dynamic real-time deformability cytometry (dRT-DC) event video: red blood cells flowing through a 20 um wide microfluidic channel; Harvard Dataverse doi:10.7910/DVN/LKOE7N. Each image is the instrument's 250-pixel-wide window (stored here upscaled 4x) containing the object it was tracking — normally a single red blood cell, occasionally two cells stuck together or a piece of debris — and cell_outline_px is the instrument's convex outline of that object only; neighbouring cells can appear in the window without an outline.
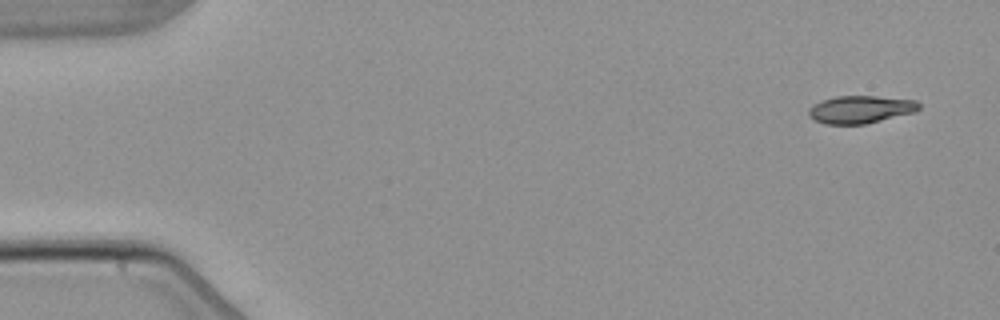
{"species": "common noctule bat (a hibernating species)", "species_latin": "Nyctalus noctula", "temperature_condition": "warm", "stored_images_in_passage": 5, "camera_frame_rate_fps": 3000, "um_per_image_px": 0.085, "animal": {"sex": "male", "body_mass_g": 21.5, "forearm_length_mm": 52.0}, "frame": {"image": 1, "passage_image": 1, "time_ms": 0.0, "image_size_px": [1000, 320], "cell_outline_px": [[920, 108], [916, 112], [864, 124], [824, 124], [812, 120], [808, 116], [808, 108], [812, 104], [820, 100], [836, 96], [876, 96], [916, 100], [920, 104]], "centroid_in_image_um": [73.1, 9.3], "position_along_channel_um": 11.9, "area_um2": 18.03}}
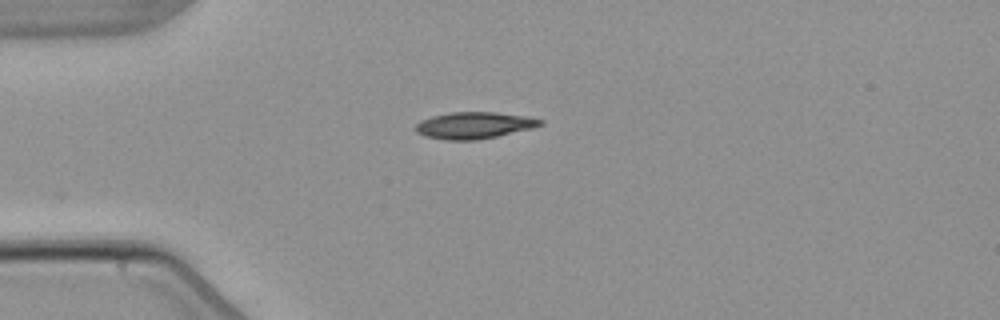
{"frame": {"image": 2, "passage_image": 4, "time_ms": 3.667, "image_size_px": [1000, 320], "cell_outline_px": [[544, 124], [532, 128], [496, 136], [476, 140], [444, 140], [424, 136], [416, 132], [416, 124], [420, 120], [432, 116], [452, 112], [496, 112], [528, 116], [544, 120]], "centroid_in_image_um": [40.3, 10.65], "position_along_channel_um": 44.7, "area_um2": 19.42}}
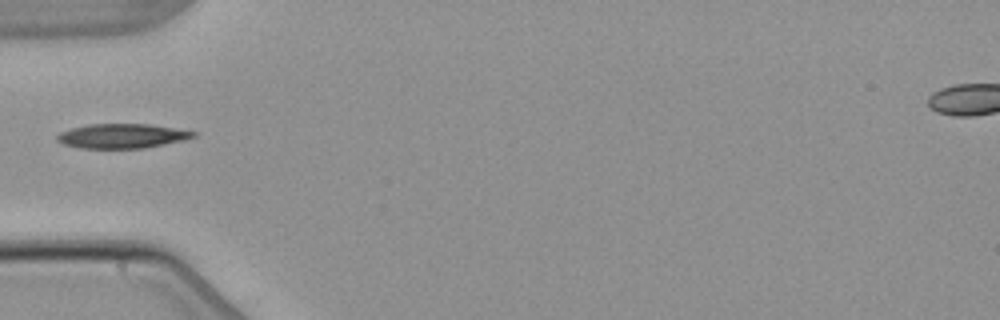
{"frame": {"image": 3, "passage_image": 5, "time_ms": 5.0, "image_size_px": [1000, 320], "cell_outline_px": [[196, 136], [184, 140], [144, 148], [80, 148], [64, 144], [56, 140], [56, 136], [60, 132], [72, 128], [88, 124], [148, 124], [196, 132]], "centroid_in_image_um": [10.34, 11.56], "position_along_channel_um": 74.7, "area_um2": 19.25}}